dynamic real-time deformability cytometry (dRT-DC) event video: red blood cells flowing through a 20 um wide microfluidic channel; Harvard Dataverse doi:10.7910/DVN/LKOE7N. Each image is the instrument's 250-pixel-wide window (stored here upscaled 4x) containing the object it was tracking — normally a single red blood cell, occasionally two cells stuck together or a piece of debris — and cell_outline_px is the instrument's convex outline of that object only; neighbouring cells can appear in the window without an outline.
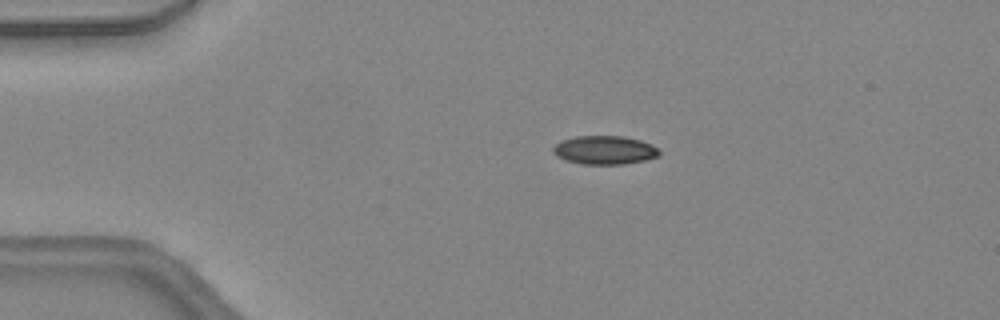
{"species": "common noctule bat (a hibernating species)", "species_latin": "Nyctalus noctula", "temperature_condition": "warm", "stored_images_in_passage": 38, "camera_frame_rate_fps": 3000, "um_per_image_px": 0.085, "animal": {"sex": "female", "body_mass_g": 24.6, "forearm_length_mm": 56.2}, "frame": {"image": 1, "passage_image": 2, "time_ms": 0.333, "image_size_px": [1000, 320], "cell_outline_px": [[660, 156], [644, 160], [624, 164], [580, 164], [564, 160], [556, 156], [552, 152], [552, 148], [560, 140], [576, 136], [624, 136], [640, 140], [652, 144], [660, 152]], "centroid_in_image_um": [51.36, 12.75], "position_along_channel_um": 33.6, "area_um2": 17.86}}
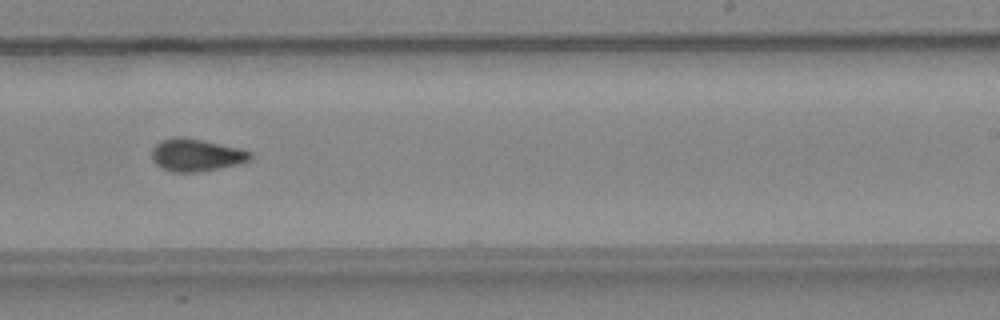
{"frame": {"image": 2, "passage_image": 21, "time_ms": 6.667, "image_size_px": [1000, 320], "cell_outline_px": [[252, 156], [248, 160], [236, 164], [220, 168], [200, 172], [172, 172], [156, 164], [152, 160], [152, 148], [160, 140], [200, 140], [240, 148], [252, 152]], "centroid_in_image_um": [16.7, 13.22], "position_along_channel_um": 272.3, "area_um2": 17.86}}
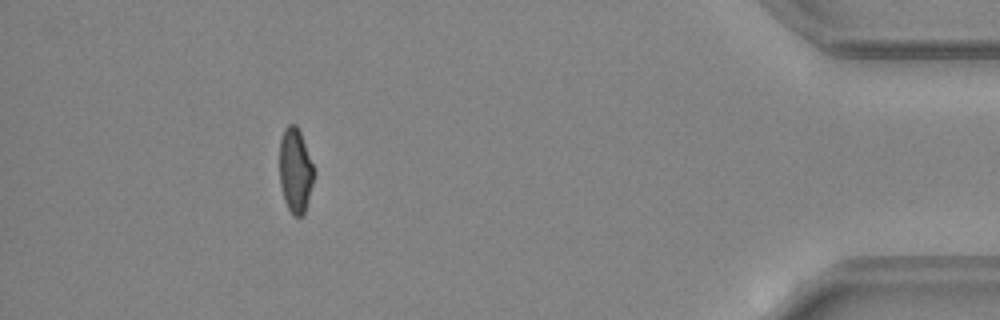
{"frame": {"image": 3, "passage_image": 34, "time_ms": 11.0, "image_size_px": [1000, 320], "cell_outline_px": [[316, 172], [304, 212], [300, 216], [292, 216], [284, 200], [280, 184], [280, 140], [284, 128], [288, 124], [296, 124], [300, 132]], "centroid_in_image_um": [25.1, 14.48], "position_along_channel_um": 410.1, "area_um2": 16.94}, "authors_computed_cell_mechanics": {"area_um2": 17.9758, "velocity_mm_per_s": 4.5134, "shape_relaxation_time_tau1_ms": null, "shape_relaxation_time_tau2_ms": 3.101, "deformation_change_tau1": null, "deformation_change_tau2": 0.0845}}